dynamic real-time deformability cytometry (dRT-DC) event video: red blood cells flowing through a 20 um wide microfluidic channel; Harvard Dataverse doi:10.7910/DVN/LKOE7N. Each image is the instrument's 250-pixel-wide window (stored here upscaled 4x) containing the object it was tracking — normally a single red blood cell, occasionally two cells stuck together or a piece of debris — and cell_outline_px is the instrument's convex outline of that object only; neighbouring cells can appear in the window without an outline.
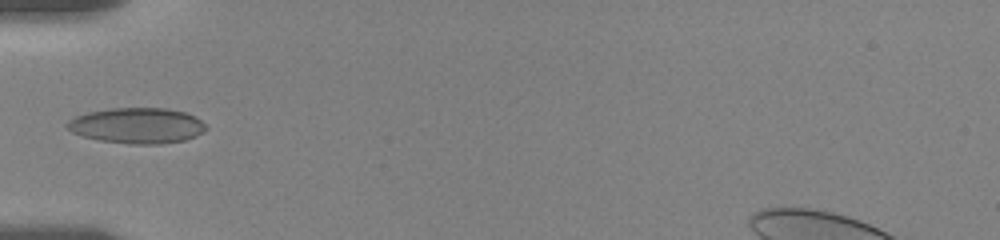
{"species": "human", "species_latin": "Homo sapiens", "temperature_condition": "room temperature", "stored_images_in_passage": 16, "camera_frame_rate_fps": 3000, "um_per_image_px": 0.085, "donor": {"sex": "female"}, "frame": {"image": 1, "passage_image": 5, "time_ms": 4.333, "image_size_px": [1000, 240], "cell_outline_px": [[208, 128], [204, 132], [196, 136], [184, 140], [160, 144], [132, 144], [100, 140], [84, 136], [72, 132], [64, 124], [68, 120], [76, 116], [88, 112], [112, 108], [164, 108], [184, 112], [196, 116]], "centroid_in_image_um": [11.66, 10.67], "position_along_channel_um": 73.3, "area_um2": 28.78}}
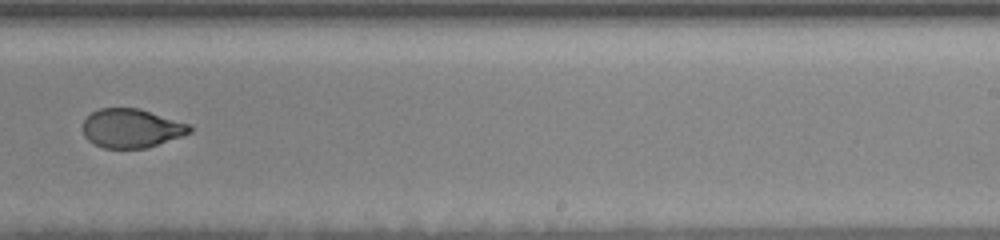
{"frame": {"image": 2, "passage_image": 10, "time_ms": 10.0, "image_size_px": [1000, 240], "cell_outline_px": [[192, 132], [148, 148], [104, 148], [88, 140], [84, 136], [84, 120], [92, 112], [100, 108], [140, 108], [192, 124]], "centroid_in_image_um": [11.22, 10.89], "position_along_channel_um": 277.8, "area_um2": 24.33}}
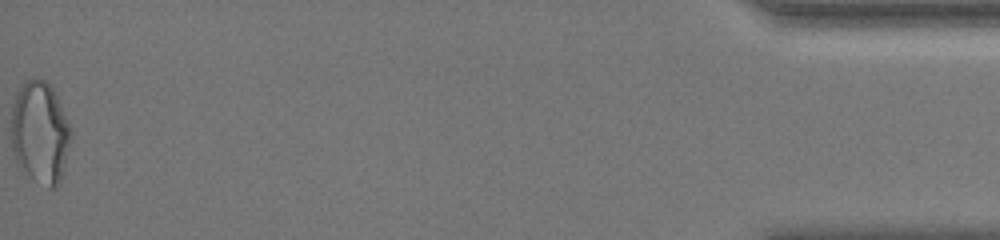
{"frame": {"image": 3, "passage_image": 16, "time_ms": 16.667, "image_size_px": [1000, 240], "cell_outline_px": [[72, 136], [60, 184], [52, 188], [48, 188], [20, 168], [16, 160], [12, 148], [12, 104], [16, 92], [28, 80], [44, 80], [52, 84], [72, 128]], "centroid_in_image_um": [3.44, 11.25], "position_along_channel_um": 431.8, "area_um2": 35.66}, "authors_computed_cell_mechanics": {"area_um2": 26.8192, "velocity_mm_per_s": 3.6191, "shape_relaxation_time_tau1_ms": null, "shape_relaxation_time_tau2_ms": 1.0475, "deformation_change_tau1": null, "deformation_change_tau2": 0.0496}}